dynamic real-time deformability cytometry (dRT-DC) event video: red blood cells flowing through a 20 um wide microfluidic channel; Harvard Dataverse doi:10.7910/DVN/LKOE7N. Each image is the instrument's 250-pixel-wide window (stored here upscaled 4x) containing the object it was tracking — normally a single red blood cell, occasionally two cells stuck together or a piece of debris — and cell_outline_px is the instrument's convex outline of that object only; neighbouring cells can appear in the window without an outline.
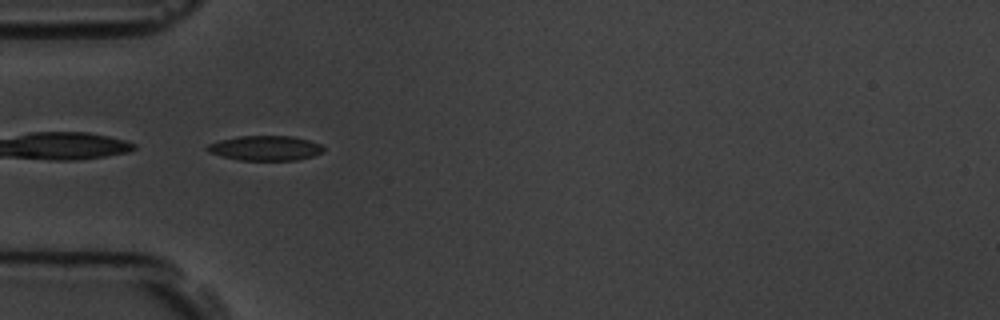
{"species": "common noctule bat (a hibernating species)", "species_latin": "Nyctalus noctula", "temperature_condition": "room temperature", "stored_images_in_passage": 5, "camera_frame_rate_fps": 3000, "um_per_image_px": 0.085, "animal": {"sex": "male", "body_mass_g": 19.5, "forearm_length_mm": 54.6}, "frame": {"image": 1, "passage_image": 5, "time_ms": 4.667, "image_size_px": [1000, 320], "cell_outline_px": [[324, 152], [312, 156], [296, 160], [240, 160], [220, 156], [208, 152], [204, 148], [208, 144], [220, 140], [240, 136], [292, 136], [308, 140], [320, 144], [324, 148]], "centroid_in_image_um": [22.53, 12.59], "position_along_channel_um": 62.5, "area_um2": 16.82}}